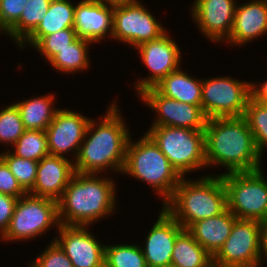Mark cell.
<instances>
[{"instance_id":"1","label":"cell","mask_w":267,"mask_h":267,"mask_svg":"<svg viewBox=\"0 0 267 267\" xmlns=\"http://www.w3.org/2000/svg\"><path fill=\"white\" fill-rule=\"evenodd\" d=\"M100 120H90L74 161L75 172L82 174H102L106 171L121 174L126 156V147L130 139V131L121 116L115 99L106 108Z\"/></svg>"},{"instance_id":"2","label":"cell","mask_w":267,"mask_h":267,"mask_svg":"<svg viewBox=\"0 0 267 267\" xmlns=\"http://www.w3.org/2000/svg\"><path fill=\"white\" fill-rule=\"evenodd\" d=\"M204 143L207 168L224 167V174L262 168L253 134L243 116L207 119Z\"/></svg>"},{"instance_id":"3","label":"cell","mask_w":267,"mask_h":267,"mask_svg":"<svg viewBox=\"0 0 267 267\" xmlns=\"http://www.w3.org/2000/svg\"><path fill=\"white\" fill-rule=\"evenodd\" d=\"M113 177L75 172L57 200L61 225L90 227L111 216L118 205Z\"/></svg>"},{"instance_id":"4","label":"cell","mask_w":267,"mask_h":267,"mask_svg":"<svg viewBox=\"0 0 267 267\" xmlns=\"http://www.w3.org/2000/svg\"><path fill=\"white\" fill-rule=\"evenodd\" d=\"M200 177L195 180L182 177L173 196L163 206L184 229L227 209V192L221 175Z\"/></svg>"},{"instance_id":"5","label":"cell","mask_w":267,"mask_h":267,"mask_svg":"<svg viewBox=\"0 0 267 267\" xmlns=\"http://www.w3.org/2000/svg\"><path fill=\"white\" fill-rule=\"evenodd\" d=\"M121 173L149 184L162 198V207L171 199L182 178L146 133L137 141L130 136Z\"/></svg>"},{"instance_id":"6","label":"cell","mask_w":267,"mask_h":267,"mask_svg":"<svg viewBox=\"0 0 267 267\" xmlns=\"http://www.w3.org/2000/svg\"><path fill=\"white\" fill-rule=\"evenodd\" d=\"M146 134L168 158L181 177L207 169L204 130L172 126H150Z\"/></svg>"},{"instance_id":"7","label":"cell","mask_w":267,"mask_h":267,"mask_svg":"<svg viewBox=\"0 0 267 267\" xmlns=\"http://www.w3.org/2000/svg\"><path fill=\"white\" fill-rule=\"evenodd\" d=\"M263 169L221 175L227 192V209L238 219L267 218V180Z\"/></svg>"},{"instance_id":"8","label":"cell","mask_w":267,"mask_h":267,"mask_svg":"<svg viewBox=\"0 0 267 267\" xmlns=\"http://www.w3.org/2000/svg\"><path fill=\"white\" fill-rule=\"evenodd\" d=\"M59 228L57 201L26 193L18 198L9 226L1 240L27 241L45 235L51 227Z\"/></svg>"},{"instance_id":"9","label":"cell","mask_w":267,"mask_h":267,"mask_svg":"<svg viewBox=\"0 0 267 267\" xmlns=\"http://www.w3.org/2000/svg\"><path fill=\"white\" fill-rule=\"evenodd\" d=\"M263 255L262 222L237 219L231 234L213 256V267H259Z\"/></svg>"},{"instance_id":"10","label":"cell","mask_w":267,"mask_h":267,"mask_svg":"<svg viewBox=\"0 0 267 267\" xmlns=\"http://www.w3.org/2000/svg\"><path fill=\"white\" fill-rule=\"evenodd\" d=\"M251 97V82L229 77L202 78L201 107L209 118L242 117Z\"/></svg>"},{"instance_id":"11","label":"cell","mask_w":267,"mask_h":267,"mask_svg":"<svg viewBox=\"0 0 267 267\" xmlns=\"http://www.w3.org/2000/svg\"><path fill=\"white\" fill-rule=\"evenodd\" d=\"M167 30L139 0L115 4L111 39L134 48L142 43L155 40Z\"/></svg>"},{"instance_id":"12","label":"cell","mask_w":267,"mask_h":267,"mask_svg":"<svg viewBox=\"0 0 267 267\" xmlns=\"http://www.w3.org/2000/svg\"><path fill=\"white\" fill-rule=\"evenodd\" d=\"M168 33L169 30L160 38L142 43L135 48L150 73L143 79L138 78L137 84L134 82L137 95L147 88L154 87L169 73L180 67L181 49Z\"/></svg>"},{"instance_id":"13","label":"cell","mask_w":267,"mask_h":267,"mask_svg":"<svg viewBox=\"0 0 267 267\" xmlns=\"http://www.w3.org/2000/svg\"><path fill=\"white\" fill-rule=\"evenodd\" d=\"M139 100L156 113L151 126H172L194 130H204L207 117L202 107L161 95L154 87L138 94Z\"/></svg>"},{"instance_id":"14","label":"cell","mask_w":267,"mask_h":267,"mask_svg":"<svg viewBox=\"0 0 267 267\" xmlns=\"http://www.w3.org/2000/svg\"><path fill=\"white\" fill-rule=\"evenodd\" d=\"M90 120L91 118L80 112L68 108L58 109L53 121L45 130L49 155L66 158V155L71 152L70 156H75L71 159L75 161Z\"/></svg>"},{"instance_id":"15","label":"cell","mask_w":267,"mask_h":267,"mask_svg":"<svg viewBox=\"0 0 267 267\" xmlns=\"http://www.w3.org/2000/svg\"><path fill=\"white\" fill-rule=\"evenodd\" d=\"M87 228L60 224L56 229L58 236L52 240L64 251L73 267H104L105 244Z\"/></svg>"},{"instance_id":"16","label":"cell","mask_w":267,"mask_h":267,"mask_svg":"<svg viewBox=\"0 0 267 267\" xmlns=\"http://www.w3.org/2000/svg\"><path fill=\"white\" fill-rule=\"evenodd\" d=\"M236 1L194 0L189 14L210 42L225 43L232 30Z\"/></svg>"},{"instance_id":"17","label":"cell","mask_w":267,"mask_h":267,"mask_svg":"<svg viewBox=\"0 0 267 267\" xmlns=\"http://www.w3.org/2000/svg\"><path fill=\"white\" fill-rule=\"evenodd\" d=\"M156 222L145 237L141 249L147 267H170L174 243L184 228L161 207Z\"/></svg>"},{"instance_id":"18","label":"cell","mask_w":267,"mask_h":267,"mask_svg":"<svg viewBox=\"0 0 267 267\" xmlns=\"http://www.w3.org/2000/svg\"><path fill=\"white\" fill-rule=\"evenodd\" d=\"M113 4L100 0H81L75 6L74 30L77 36L95 43L111 39Z\"/></svg>"},{"instance_id":"19","label":"cell","mask_w":267,"mask_h":267,"mask_svg":"<svg viewBox=\"0 0 267 267\" xmlns=\"http://www.w3.org/2000/svg\"><path fill=\"white\" fill-rule=\"evenodd\" d=\"M74 174V161L68 157H43L38 163L35 183L29 194L57 201Z\"/></svg>"},{"instance_id":"20","label":"cell","mask_w":267,"mask_h":267,"mask_svg":"<svg viewBox=\"0 0 267 267\" xmlns=\"http://www.w3.org/2000/svg\"><path fill=\"white\" fill-rule=\"evenodd\" d=\"M265 34V35H264ZM267 34V0H250L235 7L228 45L244 46Z\"/></svg>"},{"instance_id":"21","label":"cell","mask_w":267,"mask_h":267,"mask_svg":"<svg viewBox=\"0 0 267 267\" xmlns=\"http://www.w3.org/2000/svg\"><path fill=\"white\" fill-rule=\"evenodd\" d=\"M238 218L228 209L218 216L199 220L187 230L212 256L223 246Z\"/></svg>"},{"instance_id":"22","label":"cell","mask_w":267,"mask_h":267,"mask_svg":"<svg viewBox=\"0 0 267 267\" xmlns=\"http://www.w3.org/2000/svg\"><path fill=\"white\" fill-rule=\"evenodd\" d=\"M181 67L169 73L154 88L167 98L201 107L202 78L191 77Z\"/></svg>"},{"instance_id":"23","label":"cell","mask_w":267,"mask_h":267,"mask_svg":"<svg viewBox=\"0 0 267 267\" xmlns=\"http://www.w3.org/2000/svg\"><path fill=\"white\" fill-rule=\"evenodd\" d=\"M76 4L70 0H52L45 18L36 29L18 46L33 47L42 37L66 28H74V11ZM29 43V44H28Z\"/></svg>"},{"instance_id":"24","label":"cell","mask_w":267,"mask_h":267,"mask_svg":"<svg viewBox=\"0 0 267 267\" xmlns=\"http://www.w3.org/2000/svg\"><path fill=\"white\" fill-rule=\"evenodd\" d=\"M56 94H46L30 99L26 98L14 103L18 108L25 130H46L53 121L55 113L59 108H55L54 102Z\"/></svg>"},{"instance_id":"25","label":"cell","mask_w":267,"mask_h":267,"mask_svg":"<svg viewBox=\"0 0 267 267\" xmlns=\"http://www.w3.org/2000/svg\"><path fill=\"white\" fill-rule=\"evenodd\" d=\"M171 266L213 267V256L194 239L187 229H184L174 243Z\"/></svg>"},{"instance_id":"26","label":"cell","mask_w":267,"mask_h":267,"mask_svg":"<svg viewBox=\"0 0 267 267\" xmlns=\"http://www.w3.org/2000/svg\"><path fill=\"white\" fill-rule=\"evenodd\" d=\"M92 42L78 37L68 47L59 51L48 62L57 72H62L66 75L79 73L89 69L91 60L89 56L90 45Z\"/></svg>"},{"instance_id":"27","label":"cell","mask_w":267,"mask_h":267,"mask_svg":"<svg viewBox=\"0 0 267 267\" xmlns=\"http://www.w3.org/2000/svg\"><path fill=\"white\" fill-rule=\"evenodd\" d=\"M52 0H28L20 19L6 32L16 45H20L45 18Z\"/></svg>"},{"instance_id":"28","label":"cell","mask_w":267,"mask_h":267,"mask_svg":"<svg viewBox=\"0 0 267 267\" xmlns=\"http://www.w3.org/2000/svg\"><path fill=\"white\" fill-rule=\"evenodd\" d=\"M104 267H147L141 246L105 244Z\"/></svg>"},{"instance_id":"29","label":"cell","mask_w":267,"mask_h":267,"mask_svg":"<svg viewBox=\"0 0 267 267\" xmlns=\"http://www.w3.org/2000/svg\"><path fill=\"white\" fill-rule=\"evenodd\" d=\"M243 117L253 134L258 154L263 158L267 149V104L250 97Z\"/></svg>"},{"instance_id":"30","label":"cell","mask_w":267,"mask_h":267,"mask_svg":"<svg viewBox=\"0 0 267 267\" xmlns=\"http://www.w3.org/2000/svg\"><path fill=\"white\" fill-rule=\"evenodd\" d=\"M14 155L40 161L49 155L48 139L44 130H25L18 141L12 146Z\"/></svg>"},{"instance_id":"31","label":"cell","mask_w":267,"mask_h":267,"mask_svg":"<svg viewBox=\"0 0 267 267\" xmlns=\"http://www.w3.org/2000/svg\"><path fill=\"white\" fill-rule=\"evenodd\" d=\"M0 158L7 164L11 173L15 176L22 189L29 193L34 186L38 161L24 159L14 155L11 150L0 153Z\"/></svg>"},{"instance_id":"32","label":"cell","mask_w":267,"mask_h":267,"mask_svg":"<svg viewBox=\"0 0 267 267\" xmlns=\"http://www.w3.org/2000/svg\"><path fill=\"white\" fill-rule=\"evenodd\" d=\"M24 131L20 112L14 103L0 110V144L13 146Z\"/></svg>"},{"instance_id":"33","label":"cell","mask_w":267,"mask_h":267,"mask_svg":"<svg viewBox=\"0 0 267 267\" xmlns=\"http://www.w3.org/2000/svg\"><path fill=\"white\" fill-rule=\"evenodd\" d=\"M77 38L74 28H66L42 37L33 48L48 62L56 53L68 47Z\"/></svg>"},{"instance_id":"34","label":"cell","mask_w":267,"mask_h":267,"mask_svg":"<svg viewBox=\"0 0 267 267\" xmlns=\"http://www.w3.org/2000/svg\"><path fill=\"white\" fill-rule=\"evenodd\" d=\"M44 249L29 267H73L72 262L54 240Z\"/></svg>"},{"instance_id":"35","label":"cell","mask_w":267,"mask_h":267,"mask_svg":"<svg viewBox=\"0 0 267 267\" xmlns=\"http://www.w3.org/2000/svg\"><path fill=\"white\" fill-rule=\"evenodd\" d=\"M28 0H0V27L7 32L19 19Z\"/></svg>"},{"instance_id":"36","label":"cell","mask_w":267,"mask_h":267,"mask_svg":"<svg viewBox=\"0 0 267 267\" xmlns=\"http://www.w3.org/2000/svg\"><path fill=\"white\" fill-rule=\"evenodd\" d=\"M0 193L15 198L26 194L15 176L9 170L7 164L0 158Z\"/></svg>"},{"instance_id":"37","label":"cell","mask_w":267,"mask_h":267,"mask_svg":"<svg viewBox=\"0 0 267 267\" xmlns=\"http://www.w3.org/2000/svg\"><path fill=\"white\" fill-rule=\"evenodd\" d=\"M18 198L0 193V238L5 234Z\"/></svg>"},{"instance_id":"38","label":"cell","mask_w":267,"mask_h":267,"mask_svg":"<svg viewBox=\"0 0 267 267\" xmlns=\"http://www.w3.org/2000/svg\"><path fill=\"white\" fill-rule=\"evenodd\" d=\"M251 97L258 102L267 104V80L259 84L251 82Z\"/></svg>"},{"instance_id":"39","label":"cell","mask_w":267,"mask_h":267,"mask_svg":"<svg viewBox=\"0 0 267 267\" xmlns=\"http://www.w3.org/2000/svg\"><path fill=\"white\" fill-rule=\"evenodd\" d=\"M262 235H263V251L264 258L267 262V218L262 222Z\"/></svg>"},{"instance_id":"40","label":"cell","mask_w":267,"mask_h":267,"mask_svg":"<svg viewBox=\"0 0 267 267\" xmlns=\"http://www.w3.org/2000/svg\"><path fill=\"white\" fill-rule=\"evenodd\" d=\"M100 1H103L107 4H122V3H129V2H135L137 0H100Z\"/></svg>"},{"instance_id":"41","label":"cell","mask_w":267,"mask_h":267,"mask_svg":"<svg viewBox=\"0 0 267 267\" xmlns=\"http://www.w3.org/2000/svg\"><path fill=\"white\" fill-rule=\"evenodd\" d=\"M0 33L6 34V32L0 27Z\"/></svg>"}]
</instances>
